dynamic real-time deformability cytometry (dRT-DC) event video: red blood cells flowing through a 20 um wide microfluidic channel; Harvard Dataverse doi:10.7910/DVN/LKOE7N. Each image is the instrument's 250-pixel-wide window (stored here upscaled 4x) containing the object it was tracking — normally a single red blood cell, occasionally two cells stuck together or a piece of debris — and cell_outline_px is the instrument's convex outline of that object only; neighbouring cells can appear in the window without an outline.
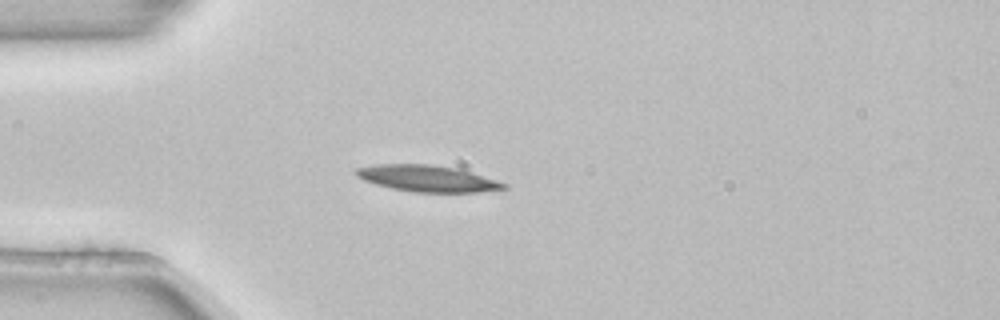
{"species": "common noctule bat (a hibernating species)", "species_latin": "Nyctalus noctula", "temperature_condition": "room temperature", "stored_images_in_passage": 2, "camera_frame_rate_fps": 3000, "um_per_image_px": 0.085, "animal": {"sex": "female", "body_mass_g": 22.7, "forearm_length_mm": 54.2}, "frame": {"image": 1, "passage_image": 1, "time_ms": 0.0, "image_size_px": [1000, 320], "cell_outline_px": [[508, 188], [480, 192], [412, 192], [392, 188], [376, 184], [364, 180], [356, 176], [352, 172], [356, 168], [376, 164], [432, 164], [456, 168], [496, 180], [508, 184]], "centroid_in_image_um": [36.29, 15.17], "position_along_channel_um": 48.7, "area_um2": 22.72}}